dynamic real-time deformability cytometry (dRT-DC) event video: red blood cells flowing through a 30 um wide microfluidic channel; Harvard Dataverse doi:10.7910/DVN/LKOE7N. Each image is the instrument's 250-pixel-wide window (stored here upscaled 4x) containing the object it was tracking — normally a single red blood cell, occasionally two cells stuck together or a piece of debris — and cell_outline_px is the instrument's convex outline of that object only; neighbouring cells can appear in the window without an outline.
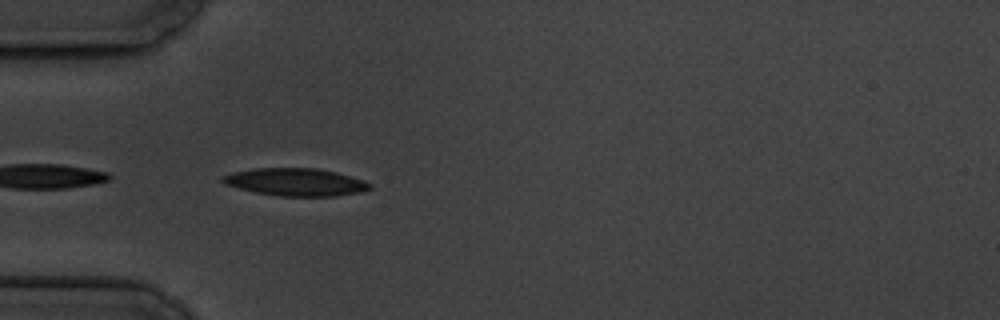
{"species": "common noctule bat (a hibernating species)", "species_latin": "Nyctalus noctula", "temperature_condition": "cold", "stored_images_in_passage": 7, "camera_frame_rate_fps": 3000, "um_per_image_px": 0.085, "animal": {"sex": "male", "body_mass_g": 19.5, "forearm_length_mm": 54.6}, "frame": {"image": 1, "passage_image": 5, "time_ms": 5.667, "image_size_px": [1000, 320], "cell_outline_px": [[372, 188], [360, 192], [336, 196], [280, 196], [256, 192], [224, 184], [220, 180], [220, 176], [232, 172], [252, 168], [316, 168], [336, 172], [364, 180], [372, 184]], "centroid_in_image_um": [25.12, 15.47], "position_along_channel_um": 59.9, "area_um2": 23.76}}